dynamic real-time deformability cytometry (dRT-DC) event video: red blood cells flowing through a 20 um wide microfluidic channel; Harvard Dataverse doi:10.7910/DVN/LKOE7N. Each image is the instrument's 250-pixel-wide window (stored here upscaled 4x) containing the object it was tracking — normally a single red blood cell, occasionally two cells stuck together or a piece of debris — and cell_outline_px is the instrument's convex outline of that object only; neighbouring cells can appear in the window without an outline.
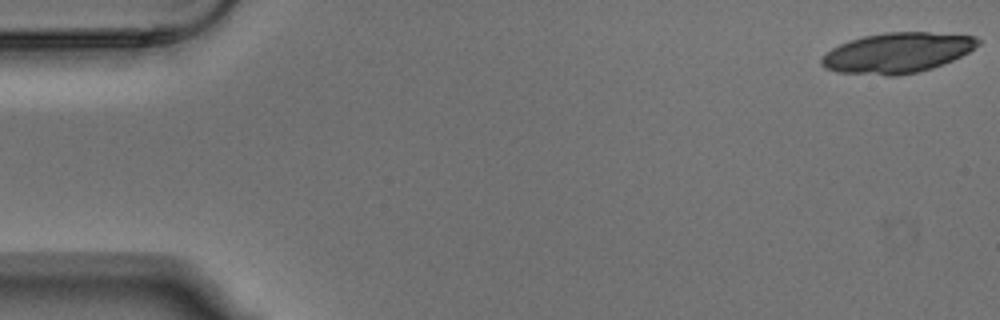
{"species": "Egyptian fruit bat (a non-hibernating species)", "species_latin": "Rousettus aegyptiacus", "temperature_condition": "warm", "stored_images_in_passage": 5, "segment_of_instrument_passage": [2, 2], "camera_frame_rate_fps": 3000, "um_per_image_px": 0.085, "animal": {"sex": "male"}, "frame": {"image": 1, "passage_image": 5, "time_ms": 1.333, "image_size_px": [1000, 320], "cell_outline_px": [[980, 44], [968, 52], [952, 60], [932, 68], [916, 72], [896, 76], [884, 76], [836, 72], [824, 68], [820, 64], [820, 60], [832, 48], [848, 40], [864, 36], [884, 32], [928, 32], [976, 36], [980, 40]], "centroid_in_image_um": [76.24, 4.49], "position_along_channel_um": 8.8, "area_um2": 36.76}}